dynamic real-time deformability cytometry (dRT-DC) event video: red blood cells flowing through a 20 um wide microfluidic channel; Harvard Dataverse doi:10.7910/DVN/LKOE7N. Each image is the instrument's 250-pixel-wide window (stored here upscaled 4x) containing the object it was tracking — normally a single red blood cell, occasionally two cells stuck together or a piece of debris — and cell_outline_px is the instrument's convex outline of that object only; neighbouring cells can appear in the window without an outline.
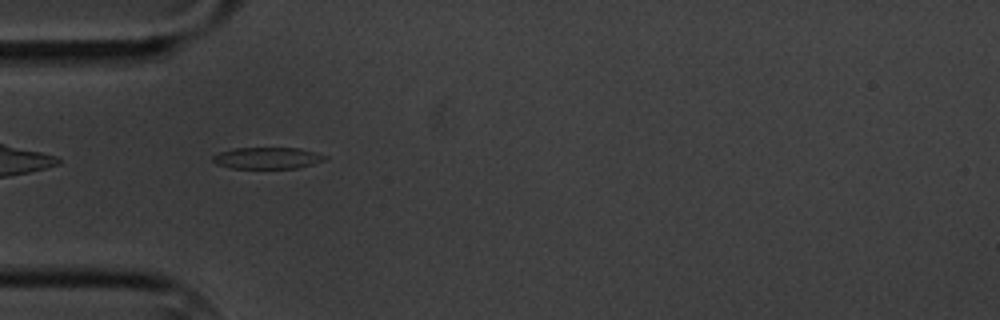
{"species": "common noctule bat (a hibernating species)", "species_latin": "Nyctalus noctula", "temperature_condition": "cold", "stored_images_in_passage": 6, "camera_frame_rate_fps": 3000, "um_per_image_px": 0.085, "animal": {"sex": "male", "body_mass_g": 20.1, "forearm_length_mm": 53.5}, "frame": {"image": 1, "passage_image": 5, "time_ms": 5.667, "image_size_px": [1000, 320], "cell_outline_px": [[328, 156], [324, 160], [300, 168], [232, 168], [216, 164], [212, 160], [212, 156], [220, 152], [236, 148], [300, 148], [316, 152]], "centroid_in_image_um": [22.74, 13.43], "position_along_channel_um": 62.3, "area_um2": 14.05}}